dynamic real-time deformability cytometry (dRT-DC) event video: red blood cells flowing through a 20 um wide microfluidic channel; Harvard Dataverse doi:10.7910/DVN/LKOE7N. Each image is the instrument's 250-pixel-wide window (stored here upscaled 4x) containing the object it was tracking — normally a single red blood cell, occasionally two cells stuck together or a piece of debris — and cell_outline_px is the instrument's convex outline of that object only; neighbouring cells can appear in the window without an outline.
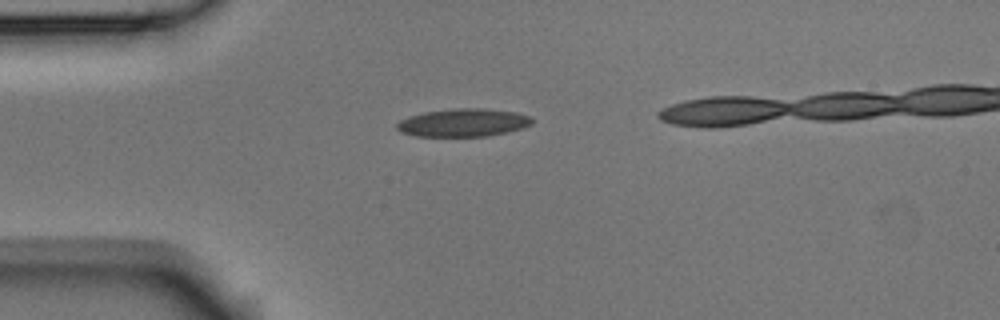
{"species": "Egyptian fruit bat (a non-hibernating species)", "species_latin": "Rousettus aegyptiacus", "temperature_condition": "room temperature", "stored_images_in_passage": 4, "camera_frame_rate_fps": 3000, "um_per_image_px": 0.085, "animal": {"sex": "male"}, "frame": {"image": 1, "passage_image": 1, "time_ms": 0.0, "image_size_px": [1000, 320], "cell_outline_px": [[532, 124], [524, 128], [508, 132], [488, 136], [416, 136], [400, 132], [396, 128], [396, 124], [400, 120], [408, 116], [424, 112], [456, 108], [484, 108], [516, 112], [528, 116], [532, 120]], "centroid_in_image_um": [39.37, 10.42], "position_along_channel_um": 45.6, "area_um2": 22.14}}